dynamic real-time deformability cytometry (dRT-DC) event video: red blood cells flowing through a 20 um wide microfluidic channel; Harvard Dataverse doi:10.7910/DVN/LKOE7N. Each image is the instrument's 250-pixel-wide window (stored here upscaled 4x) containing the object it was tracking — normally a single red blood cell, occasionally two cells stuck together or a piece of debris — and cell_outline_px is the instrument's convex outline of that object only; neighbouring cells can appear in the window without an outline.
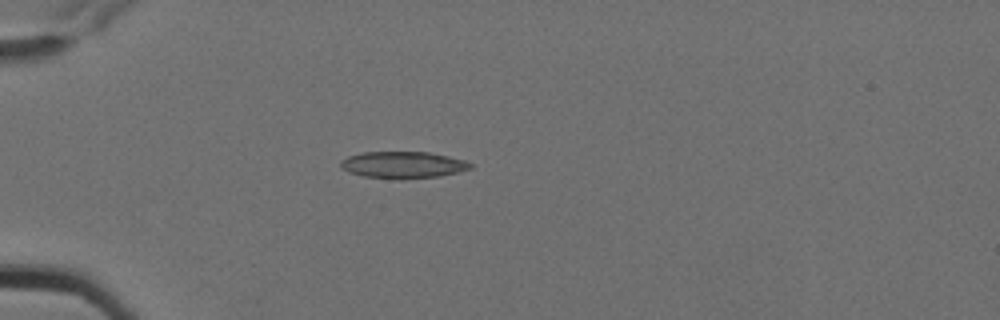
{"species": "Egyptian fruit bat (a non-hibernating species)", "species_latin": "Rousettus aegyptiacus", "temperature_condition": "cold", "stored_images_in_passage": 5, "camera_frame_rate_fps": 3000, "um_per_image_px": 0.085, "animal": {"sex": "female"}, "frame": {"image": 1, "passage_image": 1, "time_ms": 0.0, "image_size_px": [1000, 320], "cell_outline_px": [[472, 168], [440, 176], [400, 180], [364, 176], [348, 172], [340, 168], [340, 160], [348, 156], [364, 152], [428, 152], [448, 156], [464, 160], [472, 164]], "centroid_in_image_um": [34.22, 14.02], "position_along_channel_um": 50.8, "area_um2": 20.35}}
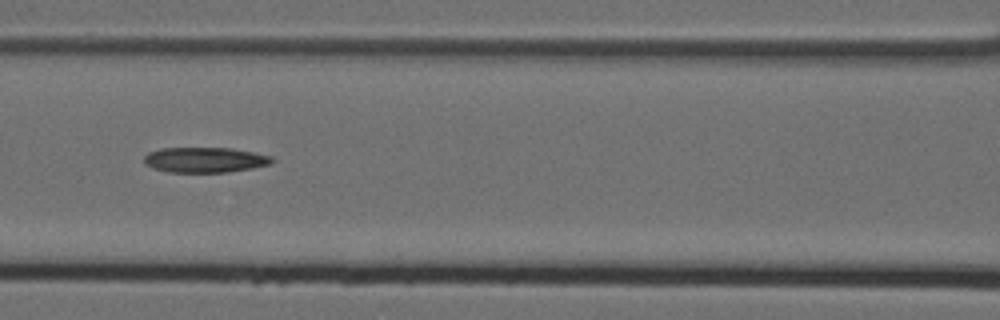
{"frame": {"image": 2, "passage_image": 4, "time_ms": 1.0, "image_size_px": [1000, 320], "cell_outline_px": [[276, 160], [272, 164], [252, 168], [228, 172], [168, 172], [152, 168], [144, 164], [144, 156], [148, 152], [160, 148], [232, 148], [272, 156]], "centroid_in_image_um": [17.42, 13.59], "position_along_channel_um": 149.2, "area_um2": 19.02}}
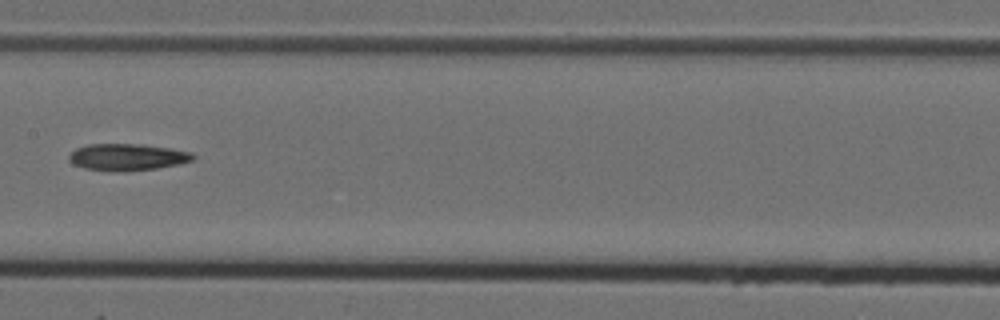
{"frame": {"image": 3, "passage_image": 5, "time_ms": 1.333, "image_size_px": [1000, 320], "cell_outline_px": [[196, 156], [192, 160], [180, 164], [156, 168], [120, 172], [112, 172], [84, 168], [72, 164], [68, 160], [68, 156], [76, 148], [88, 144], [140, 144], [168, 148], [192, 152]], "centroid_in_image_um": [10.79, 13.36], "position_along_channel_um": 196.6, "area_um2": 19.48}}